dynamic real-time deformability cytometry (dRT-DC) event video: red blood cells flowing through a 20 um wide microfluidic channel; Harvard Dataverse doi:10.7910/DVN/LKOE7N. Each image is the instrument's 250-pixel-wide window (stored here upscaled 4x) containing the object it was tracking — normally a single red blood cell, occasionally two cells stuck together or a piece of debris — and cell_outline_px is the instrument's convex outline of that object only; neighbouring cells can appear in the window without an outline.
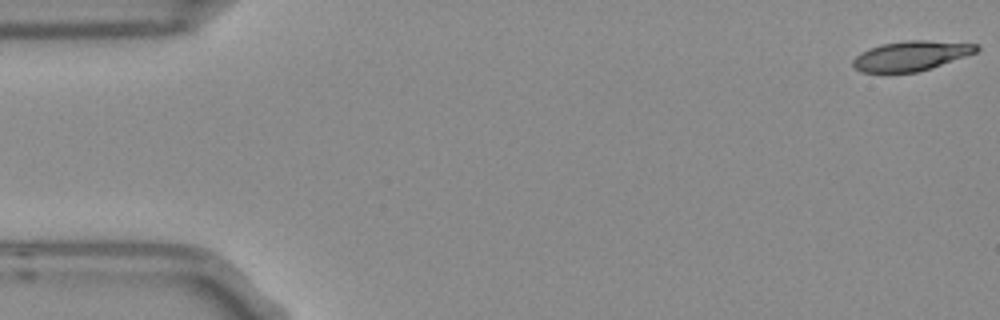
{"species": "Egyptian fruit bat (a non-hibernating species)", "species_latin": "Rousettus aegyptiacus", "temperature_condition": "room temperature", "stored_images_in_passage": 4, "camera_frame_rate_fps": 3000, "um_per_image_px": 0.085, "frame": {"image": 1, "passage_image": 1, "time_ms": 0.0, "image_size_px": [1000, 320], "cell_outline_px": [[980, 48], [976, 52], [916, 72], [860, 72], [852, 64], [852, 60], [860, 52], [868, 48], [880, 44], [904, 40], [928, 40], [980, 44]], "centroid_in_image_um": [77.4, 4.72], "position_along_channel_um": 7.6, "area_um2": 21.27}}
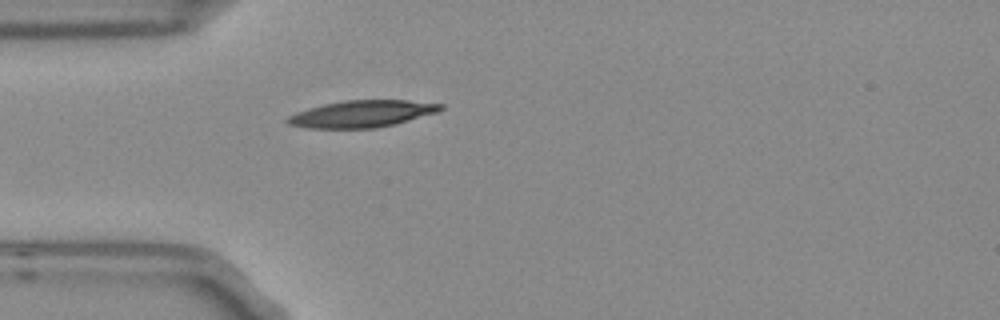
{"frame": {"image": 2, "passage_image": 4, "time_ms": 1.0, "image_size_px": [1000, 320], "cell_outline_px": [[444, 108], [440, 112], [396, 124], [376, 128], [308, 128], [288, 124], [284, 120], [288, 116], [296, 112], [308, 108], [324, 104], [344, 100], [408, 100], [444, 104]], "centroid_in_image_um": [30.8, 9.67], "position_along_channel_um": 54.2, "area_um2": 24.22}}